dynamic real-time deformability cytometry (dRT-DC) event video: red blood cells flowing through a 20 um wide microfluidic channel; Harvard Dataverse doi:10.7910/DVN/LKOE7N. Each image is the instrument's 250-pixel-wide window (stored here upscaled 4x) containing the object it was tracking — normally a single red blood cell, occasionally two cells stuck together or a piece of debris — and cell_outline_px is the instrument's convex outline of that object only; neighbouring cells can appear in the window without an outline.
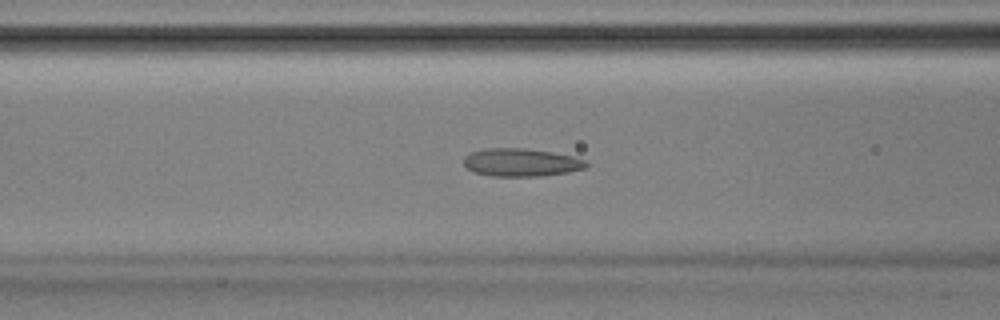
{"species": "Egyptian fruit bat (a non-hibernating species)", "species_latin": "Rousettus aegyptiacus", "temperature_condition": "room temperature", "stored_images_in_passage": 52, "camera_frame_rate_fps": 3000, "um_per_image_px": 0.085, "animal": {"sex": "male"}, "frame": {"image": 1, "passage_image": 21, "time_ms": 6.667, "image_size_px": [1000, 320], "cell_outline_px": [[588, 168], [568, 172], [540, 176], [492, 176], [472, 172], [464, 164], [464, 156], [472, 152], [484, 148], [524, 148], [552, 152], [572, 156], [588, 160]], "centroid_in_image_um": [44.32, 13.8], "position_along_channel_um": 122.3, "area_um2": 20.11}}
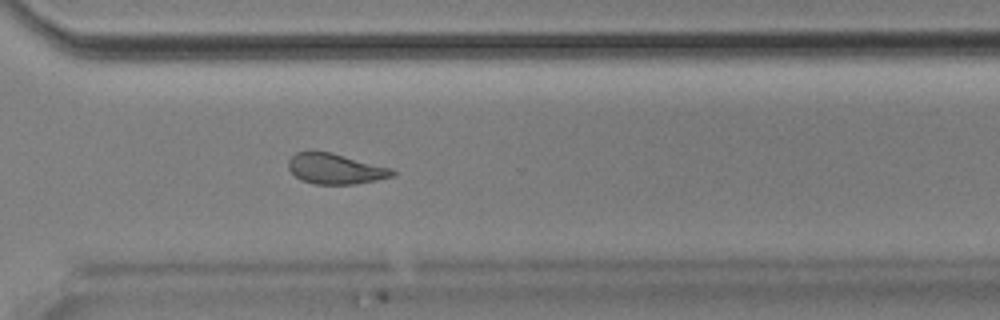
{"frame": {"image": 2, "passage_image": 38, "time_ms": 12.333, "image_size_px": [1000, 320], "cell_outline_px": [[396, 172], [392, 176], [376, 180], [356, 184], [316, 184], [300, 180], [288, 168], [288, 160], [296, 152], [332, 152], [392, 168]], "centroid_in_image_um": [28.51, 14.35], "position_along_channel_um": 342.1, "area_um2": 18.38}}
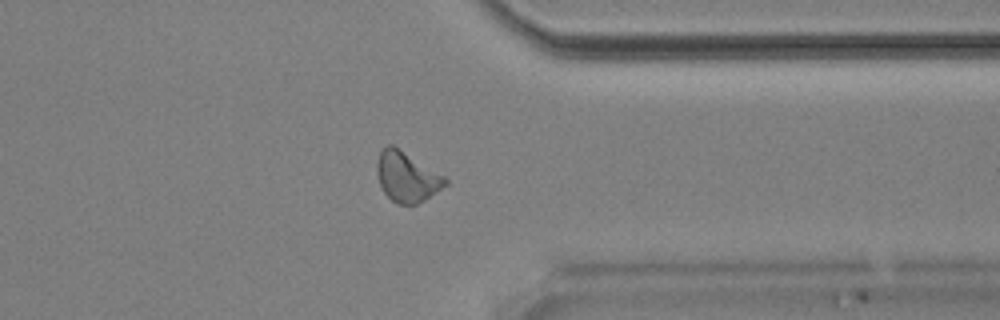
{"frame": {"image": 3, "passage_image": 41, "time_ms": 13.333, "image_size_px": [1000, 320], "cell_outline_px": [[448, 184], [424, 200], [416, 204], [396, 204], [384, 192], [380, 184], [376, 172], [376, 164], [380, 152], [388, 144], [392, 144], [444, 176], [448, 180]], "centroid_in_image_um": [34.56, 15.04], "position_along_channel_um": 376.8, "area_um2": 19.65}, "authors_computed_cell_mechanics": {"area_um2": 19.6809, "velocity_mm_per_s": 3.8849, "shape_relaxation_time_tau1_ms": null, "shape_relaxation_time_tau2_ms": 1.7058, "deformation_change_tau1": null, "deformation_change_tau2": 0.0755}}